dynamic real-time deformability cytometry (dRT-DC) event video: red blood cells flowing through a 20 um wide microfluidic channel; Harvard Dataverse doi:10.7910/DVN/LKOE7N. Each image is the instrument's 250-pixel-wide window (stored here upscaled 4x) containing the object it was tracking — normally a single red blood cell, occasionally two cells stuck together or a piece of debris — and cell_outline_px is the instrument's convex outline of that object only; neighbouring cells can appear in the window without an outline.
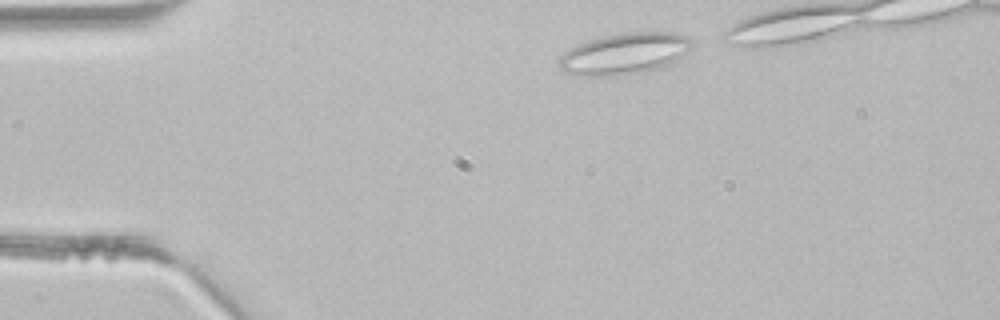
{"species": "common noctule bat (a hibernating species)", "species_latin": "Nyctalus noctula", "temperature_condition": "room temperature", "stored_images_in_passage": 3, "camera_frame_rate_fps": 3000, "um_per_image_px": 0.085, "animal": {"sex": "male", "body_mass_g": 21.5, "forearm_length_mm": 52.0}, "frame": {"image": 1, "passage_image": 1, "time_ms": 0.0, "image_size_px": [1000, 320], "cell_outline_px": [[696, 40], [692, 48], [676, 64], [664, 68], [644, 72], [616, 76], [580, 76], [564, 72], [556, 64], [560, 56], [564, 52], [588, 40], [604, 36], [624, 32], [676, 32], [688, 36]], "centroid_in_image_um": [53.19, 4.57], "position_along_channel_um": 31.8, "area_um2": 33.06}}